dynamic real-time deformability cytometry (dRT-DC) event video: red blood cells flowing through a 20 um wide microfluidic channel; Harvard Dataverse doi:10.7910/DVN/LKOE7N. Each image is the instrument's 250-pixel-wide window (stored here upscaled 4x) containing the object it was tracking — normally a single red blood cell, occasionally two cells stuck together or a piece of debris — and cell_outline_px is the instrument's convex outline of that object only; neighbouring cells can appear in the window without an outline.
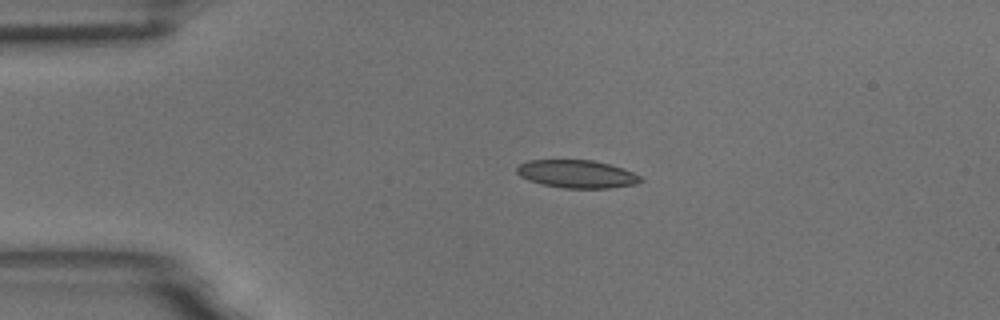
{"species": "common noctule bat (a hibernating species)", "species_latin": "Nyctalus noctula", "temperature_condition": "room temperature", "stored_images_in_passage": 4, "camera_frame_rate_fps": 3000, "um_per_image_px": 0.085, "animal": {"sex": "male", "body_mass_g": 18.8}, "frame": {"image": 1, "passage_image": 3, "time_ms": 0.667, "image_size_px": [1000, 320], "cell_outline_px": [[644, 180], [636, 184], [612, 188], [564, 188], [544, 184], [528, 180], [520, 176], [516, 172], [516, 168], [520, 164], [528, 160], [592, 160], [624, 168], [640, 176]], "centroid_in_image_um": [49.05, 14.79], "position_along_channel_um": 36.0, "area_um2": 20.11}}